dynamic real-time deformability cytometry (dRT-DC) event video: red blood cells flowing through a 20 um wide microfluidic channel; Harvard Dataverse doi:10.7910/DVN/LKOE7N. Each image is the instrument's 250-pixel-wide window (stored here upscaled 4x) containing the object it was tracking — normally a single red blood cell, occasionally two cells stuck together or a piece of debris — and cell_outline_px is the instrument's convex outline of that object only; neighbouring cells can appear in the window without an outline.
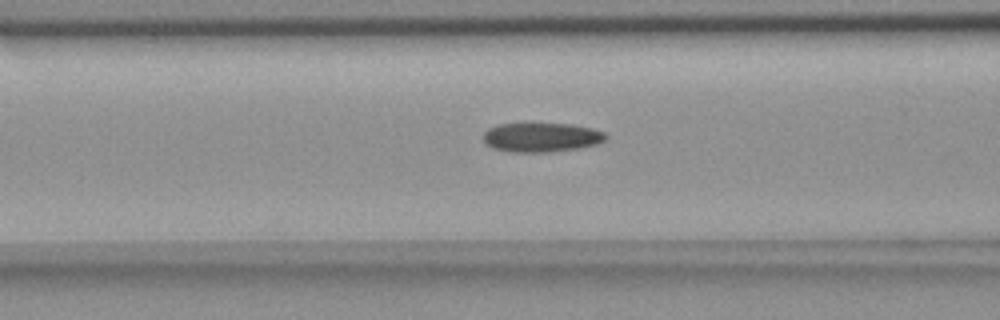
{"species": "common noctule bat (a hibernating species)", "species_latin": "Nyctalus noctula", "temperature_condition": "room temperature", "stored_images_in_passage": 40, "camera_frame_rate_fps": 3000, "um_per_image_px": 0.085, "animal": {"sex": "female", "body_mass_g": 18.4}, "frame": {"image": 1, "passage_image": 6, "time_ms": 1.667, "image_size_px": [1000, 320], "cell_outline_px": [[608, 136], [604, 140], [596, 144], [580, 148], [548, 152], [508, 152], [492, 148], [484, 144], [484, 132], [488, 128], [496, 124], [572, 124], [592, 128], [604, 132]], "centroid_in_image_um": [45.99, 11.68], "position_along_channel_um": 120.6, "area_um2": 20.98}}
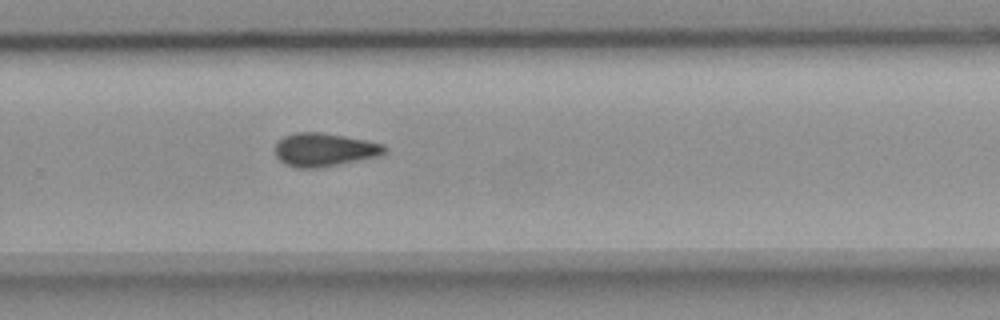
{"frame": {"image": 2, "passage_image": 21, "time_ms": 6.667, "image_size_px": [1000, 320], "cell_outline_px": [[388, 152], [380, 156], [320, 168], [296, 168], [284, 164], [276, 156], [276, 144], [284, 136], [296, 132], [320, 132], [344, 136], [384, 144], [388, 148]], "centroid_in_image_um": [27.6, 12.74], "position_along_channel_um": 302.2, "area_um2": 21.39}}
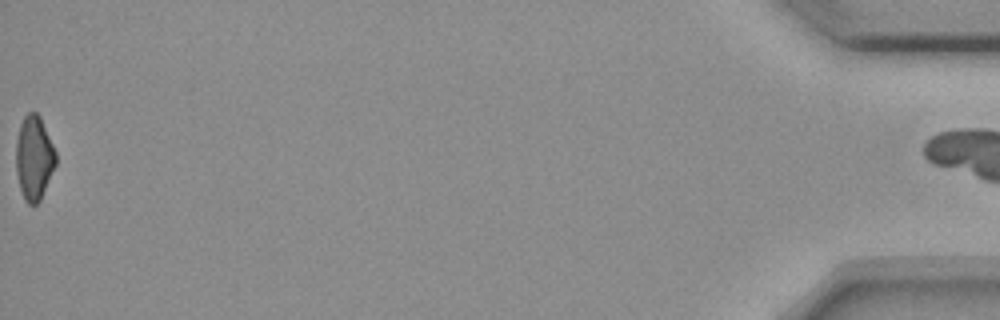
{"frame": {"image": 3, "passage_image": 40, "time_ms": 13.0, "image_size_px": [1000, 320], "cell_outline_px": [[56, 164], [40, 200], [36, 204], [28, 204], [24, 200], [20, 188], [16, 172], [16, 140], [20, 124], [24, 116], [28, 112], [36, 112], [40, 116], [56, 152]], "centroid_in_image_um": [2.88, 13.41], "position_along_channel_um": 432.3, "area_um2": 19.48}, "authors_computed_cell_mechanics": {"area_um2": 21.0103, "velocity_mm_per_s": 3.6425, "shape_relaxation_time_tau1_ms": null, "shape_relaxation_time_tau2_ms": 6.0349, "deformation_change_tau1": null, "deformation_change_tau2": 0.1341}}